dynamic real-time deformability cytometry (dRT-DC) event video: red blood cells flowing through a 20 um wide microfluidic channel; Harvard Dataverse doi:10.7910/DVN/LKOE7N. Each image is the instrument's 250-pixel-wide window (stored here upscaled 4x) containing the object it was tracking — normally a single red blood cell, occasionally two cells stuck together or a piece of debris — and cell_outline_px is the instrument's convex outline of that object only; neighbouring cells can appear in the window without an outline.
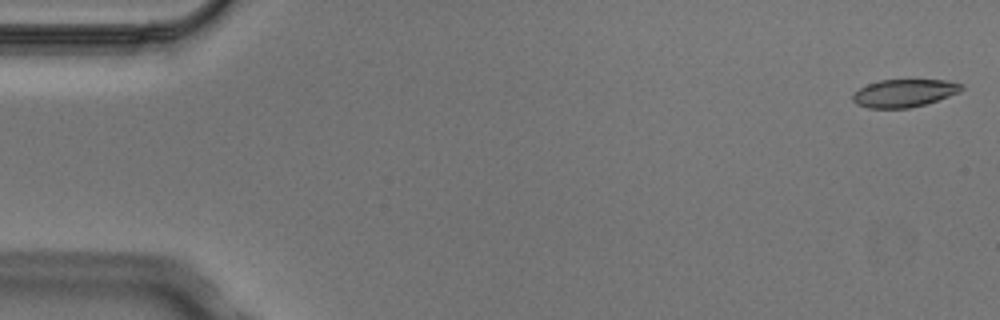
{"species": "Egyptian fruit bat (a non-hibernating species)", "species_latin": "Rousettus aegyptiacus", "temperature_condition": "cold", "stored_images_in_passage": 5, "camera_frame_rate_fps": 3000, "um_per_image_px": 0.085, "animal": {"sex": "male"}, "frame": {"image": 1, "passage_image": 1, "time_ms": 0.0, "image_size_px": [1000, 320], "cell_outline_px": [[964, 88], [960, 92], [924, 104], [908, 108], [868, 108], [856, 104], [852, 100], [852, 96], [860, 88], [868, 84], [880, 80], [948, 80], [964, 84]], "centroid_in_image_um": [76.87, 7.91], "position_along_channel_um": 8.1, "area_um2": 17.51}}
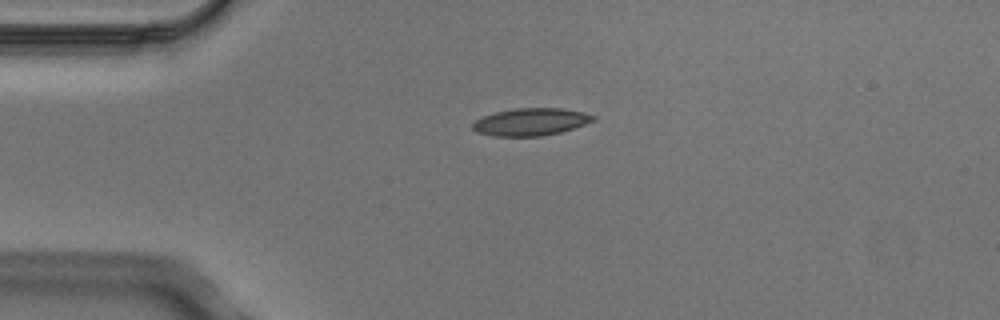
{"frame": {"image": 2, "passage_image": 4, "time_ms": 1.0, "image_size_px": [1000, 320], "cell_outline_px": [[596, 120], [560, 132], [540, 136], [492, 136], [476, 132], [472, 128], [472, 124], [476, 120], [484, 116], [496, 112], [516, 108], [560, 108], [584, 112], [596, 116]], "centroid_in_image_um": [45.11, 10.36], "position_along_channel_um": 39.9, "area_um2": 19.13}}